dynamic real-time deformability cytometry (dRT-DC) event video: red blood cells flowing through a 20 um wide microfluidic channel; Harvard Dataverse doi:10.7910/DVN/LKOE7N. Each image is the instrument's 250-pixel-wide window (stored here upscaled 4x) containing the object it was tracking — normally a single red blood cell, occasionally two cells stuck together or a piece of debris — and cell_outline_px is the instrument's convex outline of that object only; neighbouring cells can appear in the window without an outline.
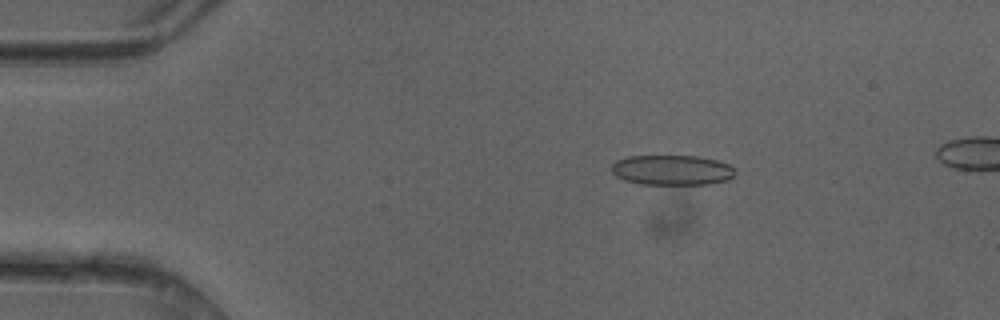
{"species": "common noctule bat (a hibernating species)", "species_latin": "Nyctalus noctula", "temperature_condition": "cold", "stored_images_in_passage": 48, "camera_frame_rate_fps": 3000, "um_per_image_px": 0.085, "animal": {"sex": "female"}, "frame": {"image": 1, "passage_image": 9, "time_ms": 2.667, "image_size_px": [1000, 320], "cell_outline_px": [[736, 172], [728, 180], [708, 184], [640, 184], [624, 180], [616, 176], [612, 172], [612, 164], [616, 160], [628, 156], [700, 156], [716, 160], [728, 164]], "centroid_in_image_um": [57.1, 14.45], "position_along_channel_um": 27.9, "area_um2": 21.68}}
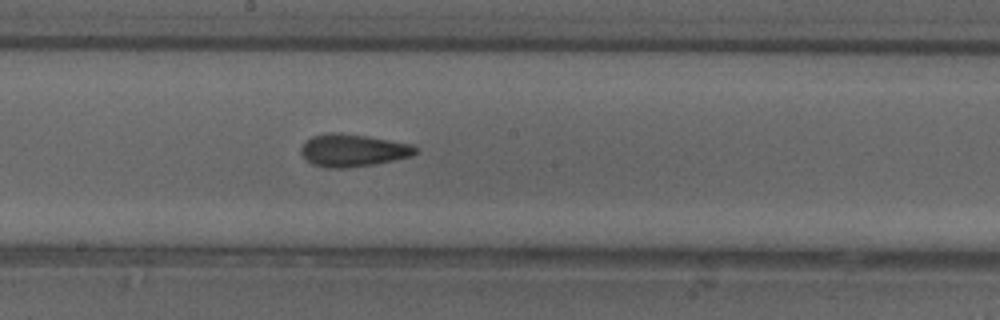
{"frame": {"image": 2, "passage_image": 27, "time_ms": 8.667, "image_size_px": [1000, 320], "cell_outline_px": [[416, 152], [412, 156], [376, 164], [348, 168], [324, 168], [312, 164], [300, 152], [300, 148], [312, 136], [328, 132], [340, 132], [412, 144], [416, 148]], "centroid_in_image_um": [29.98, 12.79], "position_along_channel_um": 218.2, "area_um2": 21.62}}
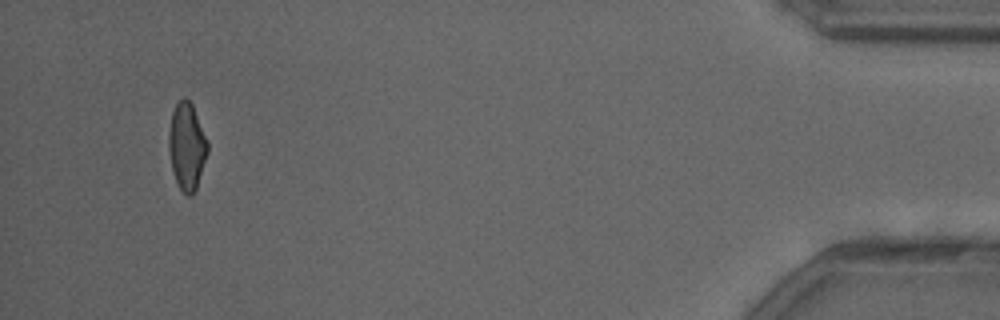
{"frame": {"image": 3, "passage_image": 47, "time_ms": 15.333, "image_size_px": [1000, 320], "cell_outline_px": [[208, 152], [196, 188], [192, 196], [188, 196], [180, 188], [172, 172], [168, 148], [168, 136], [172, 112], [176, 104], [184, 96], [192, 104], [208, 140]], "centroid_in_image_um": [15.88, 12.43], "position_along_channel_um": 419.3, "area_um2": 19.71}}